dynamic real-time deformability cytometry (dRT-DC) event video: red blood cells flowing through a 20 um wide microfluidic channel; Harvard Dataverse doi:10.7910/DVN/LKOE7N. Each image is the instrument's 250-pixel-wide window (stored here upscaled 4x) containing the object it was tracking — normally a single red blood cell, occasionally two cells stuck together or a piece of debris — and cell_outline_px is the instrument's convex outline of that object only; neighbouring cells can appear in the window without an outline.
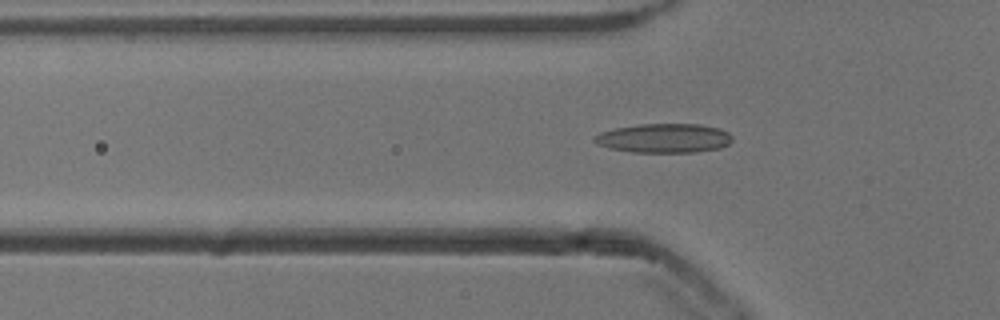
{"species": "common noctule bat (a hibernating species)", "species_latin": "Nyctalus noctula", "temperature_condition": "cold", "stored_images_in_passage": 49, "camera_frame_rate_fps": 3000, "um_per_image_px": 0.085, "animal": {"sex": "male", "body_mass_g": 13.3}, "frame": {"image": 1, "passage_image": 17, "time_ms": 5.333, "image_size_px": [1000, 320], "cell_outline_px": [[732, 140], [728, 144], [720, 148], [696, 152], [632, 152], [612, 148], [596, 144], [592, 140], [600, 132], [616, 128], [640, 124], [700, 124], [720, 128], [728, 132], [732, 136]], "centroid_in_image_um": [56.47, 11.74], "position_along_channel_um": 69.3, "area_um2": 23.41}}
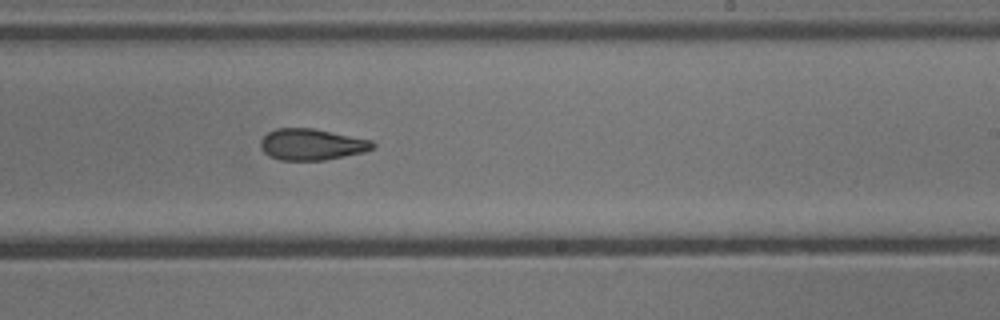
{"frame": {"image": 2, "passage_image": 32, "time_ms": 10.333, "image_size_px": [1000, 320], "cell_outline_px": [[376, 144], [372, 148], [364, 152], [324, 160], [280, 160], [268, 156], [260, 148], [260, 140], [268, 132], [276, 128], [312, 128], [372, 140]], "centroid_in_image_um": [26.46, 12.28], "position_along_channel_um": 262.5, "area_um2": 20.46}}
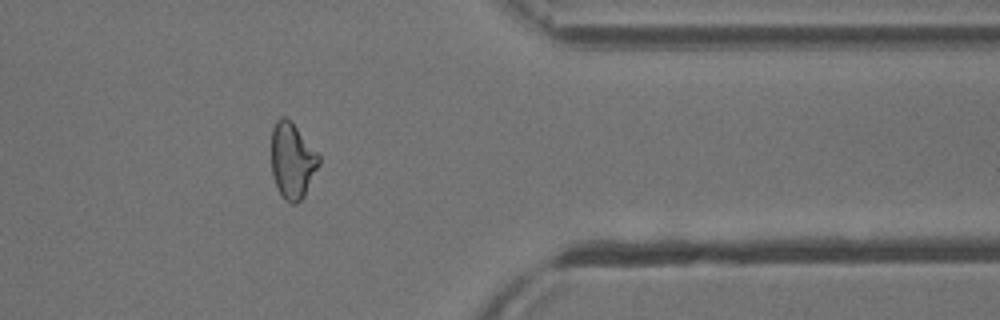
{"frame": {"image": 3, "passage_image": 43, "time_ms": 14.0, "image_size_px": [1000, 320], "cell_outline_px": [[320, 164], [304, 196], [296, 204], [292, 204], [284, 200], [276, 184], [272, 172], [272, 128], [276, 120], [280, 116], [284, 116], [296, 128], [320, 156]], "centroid_in_image_um": [24.84, 13.68], "position_along_channel_um": 386.6, "area_um2": 20.63}}